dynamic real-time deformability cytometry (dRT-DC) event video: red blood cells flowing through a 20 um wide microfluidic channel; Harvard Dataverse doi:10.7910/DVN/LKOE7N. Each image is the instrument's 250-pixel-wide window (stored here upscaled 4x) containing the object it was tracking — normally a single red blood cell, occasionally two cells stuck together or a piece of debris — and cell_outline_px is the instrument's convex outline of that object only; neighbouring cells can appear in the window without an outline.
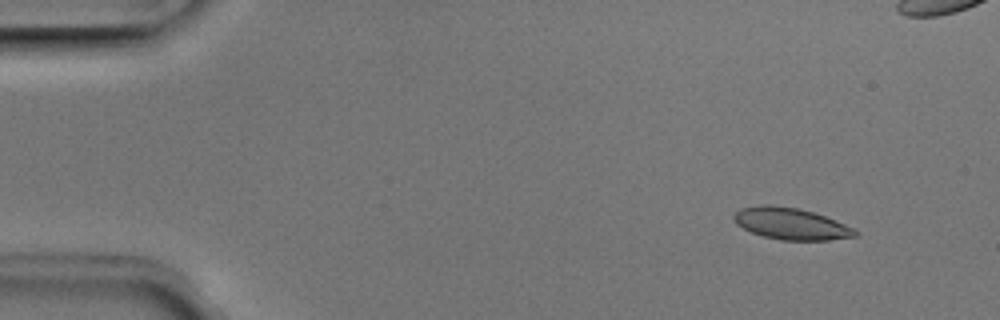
{"species": "Egyptian fruit bat (a non-hibernating species)", "species_latin": "Rousettus aegyptiacus", "temperature_condition": "room temperature", "stored_images_in_passage": 4, "camera_frame_rate_fps": 3000, "um_per_image_px": 0.085, "animal": {"sex": "male"}, "frame": {"image": 1, "passage_image": 1, "time_ms": 0.0, "image_size_px": [1000, 320], "cell_outline_px": [[860, 232], [856, 236], [828, 240], [780, 240], [764, 236], [752, 232], [736, 224], [732, 220], [732, 216], [740, 208], [760, 204], [768, 204], [800, 208], [836, 220], [856, 228]], "centroid_in_image_um": [67.23, 19.0], "position_along_channel_um": 17.8, "area_um2": 22.6}}